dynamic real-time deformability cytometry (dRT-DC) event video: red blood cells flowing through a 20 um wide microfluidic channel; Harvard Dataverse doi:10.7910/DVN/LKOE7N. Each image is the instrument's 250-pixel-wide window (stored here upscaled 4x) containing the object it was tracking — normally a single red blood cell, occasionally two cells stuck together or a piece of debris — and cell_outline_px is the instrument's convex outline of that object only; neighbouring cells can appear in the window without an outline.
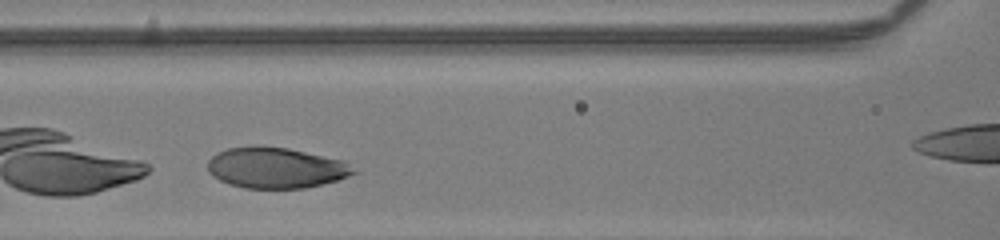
{"species": "human", "species_latin": "Homo sapiens", "temperature_condition": "room temperature", "stored_images_in_passage": 27, "camera_frame_rate_fps": 3000, "um_per_image_px": 0.085, "donor": {"sex": "male"}, "frame": {"image": 1, "passage_image": 8, "time_ms": 2.333, "image_size_px": [1000, 240], "cell_outline_px": [[356, 172], [348, 176], [336, 180], [304, 188], [244, 188], [228, 184], [212, 176], [208, 172], [208, 160], [216, 152], [228, 148], [256, 144], [288, 148], [344, 160]], "centroid_in_image_um": [23.38, 14.24], "position_along_channel_um": 143.2, "area_um2": 34.85}, "authors_computed_cell_mechanics": {"area_um2": 35.1424, "velocity_mm_per_s": 4.0417, "shape_relaxation_time_tau1_ms": 1.2001, "shape_relaxation_time_tau2_ms": null, "deformation_change_tau1": 0.1025, "deformation_change_tau2": null}}